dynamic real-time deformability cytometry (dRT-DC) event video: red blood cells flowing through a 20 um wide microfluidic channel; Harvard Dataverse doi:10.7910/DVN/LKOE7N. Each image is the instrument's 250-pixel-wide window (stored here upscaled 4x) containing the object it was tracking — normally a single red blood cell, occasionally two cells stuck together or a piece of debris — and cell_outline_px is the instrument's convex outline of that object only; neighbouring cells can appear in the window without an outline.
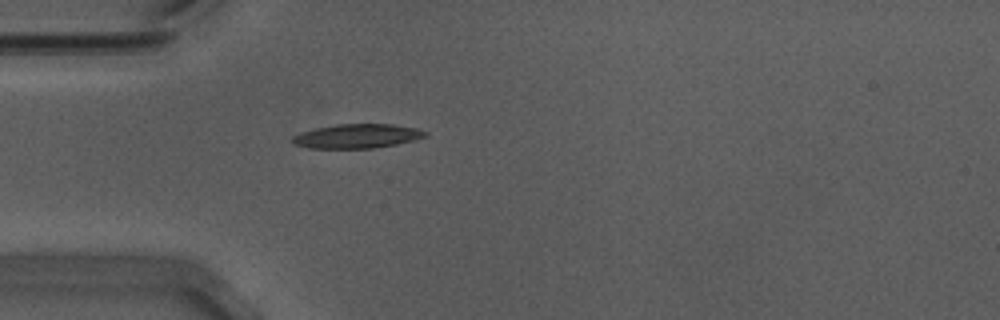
{"species": "Egyptian fruit bat (a non-hibernating species)", "species_latin": "Rousettus aegyptiacus", "temperature_condition": "warm", "stored_images_in_passage": 40, "camera_frame_rate_fps": 3000, "um_per_image_px": 0.085, "animal": {"sex": "male"}, "frame": {"image": 1, "passage_image": 1, "time_ms": 0.0, "image_size_px": [1000, 320], "cell_outline_px": [[428, 136], [416, 140], [396, 144], [372, 148], [308, 148], [292, 144], [292, 136], [300, 132], [316, 128], [336, 124], [392, 124], [416, 128], [428, 132]], "centroid_in_image_um": [30.35, 11.57], "position_along_channel_um": 54.6, "area_um2": 18.84}}
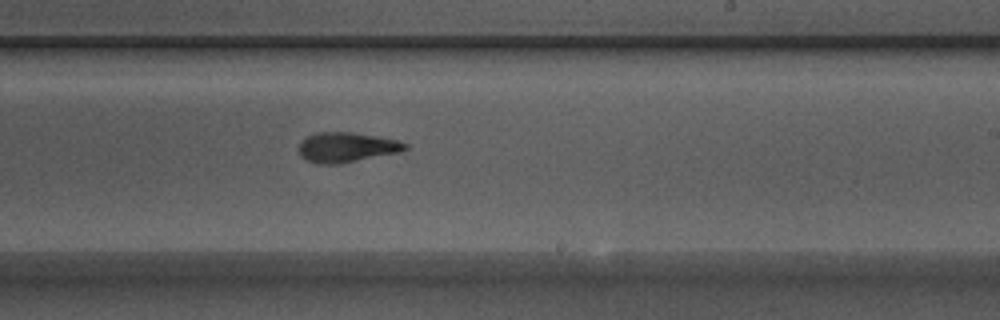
{"frame": {"image": 2, "passage_image": 18, "time_ms": 5.667, "image_size_px": [1000, 320], "cell_outline_px": [[408, 148], [400, 152], [340, 164], [316, 164], [300, 156], [300, 144], [308, 136], [316, 132], [352, 132], [396, 140], [408, 144]], "centroid_in_image_um": [29.47, 12.53], "position_along_channel_um": 259.5, "area_um2": 18.38}}
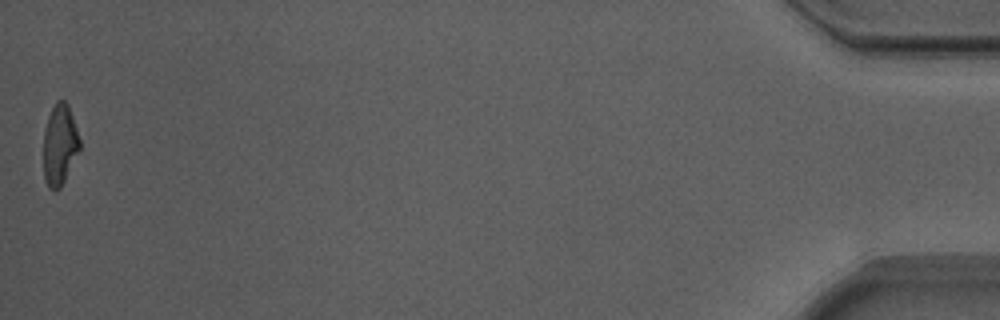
{"frame": {"image": 3, "passage_image": 40, "time_ms": 13.0, "image_size_px": [1000, 320], "cell_outline_px": [[80, 148], [60, 188], [48, 188], [44, 180], [44, 132], [48, 116], [56, 100], [64, 100], [68, 104], [80, 140]], "centroid_in_image_um": [5.06, 12.28], "position_along_channel_um": 430.1, "area_um2": 16.76}, "authors_computed_cell_mechanics": {"area_um2": 18.3515, "velocity_mm_per_s": 3.7225, "shape_relaxation_time_tau1_ms": 4.042, "shape_relaxation_time_tau2_ms": 3.131, "deformation_change_tau1": 0.1758, "deformation_change_tau2": 0.1223}}